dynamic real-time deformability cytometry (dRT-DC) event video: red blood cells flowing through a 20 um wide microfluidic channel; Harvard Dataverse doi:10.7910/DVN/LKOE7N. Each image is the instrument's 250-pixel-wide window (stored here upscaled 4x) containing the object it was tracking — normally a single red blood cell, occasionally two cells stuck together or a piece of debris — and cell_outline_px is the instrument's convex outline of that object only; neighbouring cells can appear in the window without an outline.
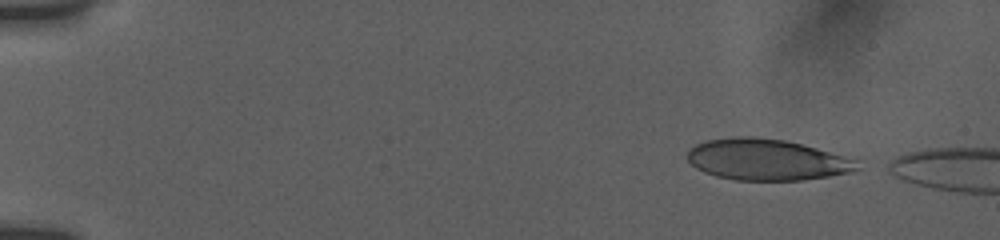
{"species": "human", "species_latin": "Homo sapiens", "temperature_condition": "room temperature", "stored_images_in_passage": 7, "camera_frame_rate_fps": 3000, "um_per_image_px": 0.085, "donor": {"sex": "female"}, "frame": {"image": 1, "passage_image": 1, "time_ms": 0.0, "image_size_px": [1000, 240], "cell_outline_px": [[860, 168], [852, 172], [828, 176], [800, 180], [736, 180], [716, 176], [704, 172], [696, 168], [688, 160], [688, 148], [696, 144], [708, 140], [732, 136], [752, 136], [784, 140], [816, 148], [856, 160]], "centroid_in_image_um": [65.12, 13.57], "position_along_channel_um": 19.9, "area_um2": 40.58}}